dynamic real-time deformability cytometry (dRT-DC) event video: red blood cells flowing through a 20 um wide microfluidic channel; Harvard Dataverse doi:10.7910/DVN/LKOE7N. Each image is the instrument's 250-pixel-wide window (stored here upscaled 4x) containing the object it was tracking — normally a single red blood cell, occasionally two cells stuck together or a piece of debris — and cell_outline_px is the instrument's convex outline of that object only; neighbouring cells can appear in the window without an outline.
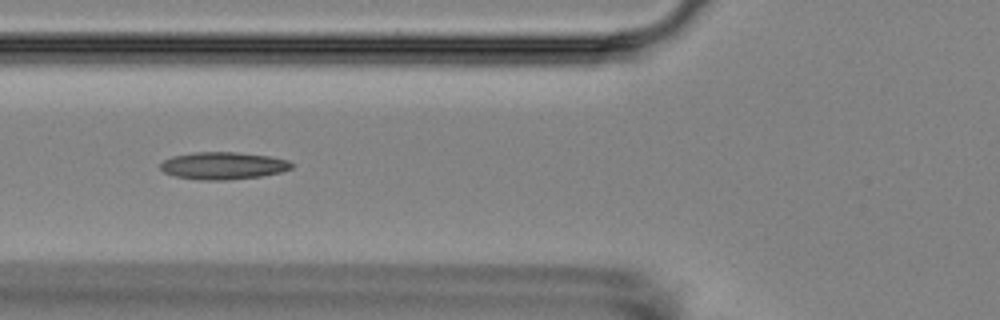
{"species": "Egyptian fruit bat (a non-hibernating species)", "species_latin": "Rousettus aegyptiacus", "temperature_condition": "room temperature", "stored_images_in_passage": 9, "camera_frame_rate_fps": 3000, "um_per_image_px": 0.085, "animal": {"sex": "female"}, "frame": {"image": 1, "passage_image": 6, "time_ms": 5.667, "image_size_px": [1000, 320], "cell_outline_px": [[292, 168], [280, 172], [260, 176], [228, 180], [200, 180], [176, 176], [164, 172], [160, 168], [160, 164], [164, 160], [172, 156], [192, 152], [236, 152], [268, 156], [288, 160], [292, 164]], "centroid_in_image_um": [18.94, 14.08], "position_along_channel_um": 106.9, "area_um2": 20.81}}
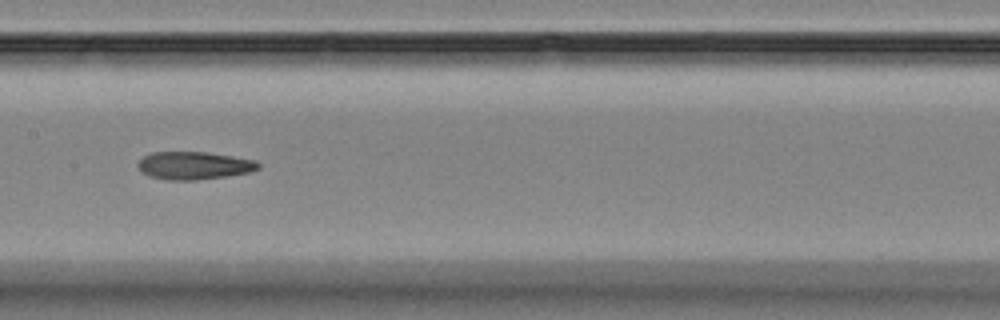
{"frame": {"image": 2, "passage_image": 8, "time_ms": 8.0, "image_size_px": [1000, 320], "cell_outline_px": [[260, 168], [252, 172], [228, 176], [196, 180], [168, 180], [148, 176], [136, 164], [144, 156], [152, 152], [204, 152], [232, 156], [256, 160], [260, 164]], "centroid_in_image_um": [16.53, 14.07], "position_along_channel_um": 190.9, "area_um2": 19.54}}
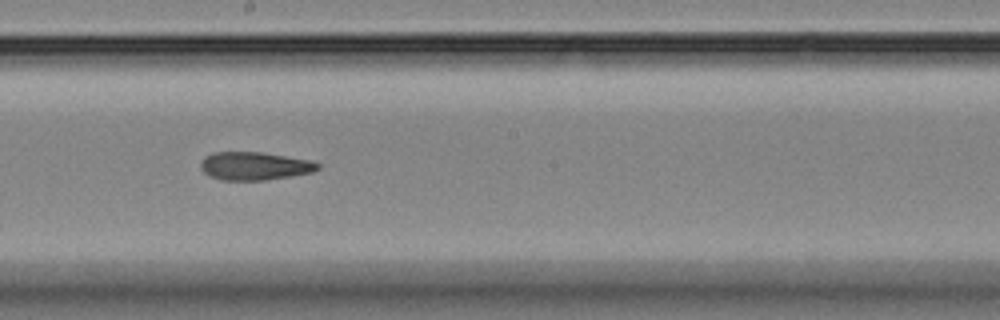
{"frame": {"image": 3, "passage_image": 9, "time_ms": 9.0, "image_size_px": [1000, 320], "cell_outline_px": [[320, 168], [312, 172], [292, 176], [264, 180], [224, 180], [208, 176], [200, 168], [200, 160], [204, 156], [212, 152], [264, 152], [312, 160], [320, 164]], "centroid_in_image_um": [21.63, 14.1], "position_along_channel_um": 226.6, "area_um2": 19.48}}